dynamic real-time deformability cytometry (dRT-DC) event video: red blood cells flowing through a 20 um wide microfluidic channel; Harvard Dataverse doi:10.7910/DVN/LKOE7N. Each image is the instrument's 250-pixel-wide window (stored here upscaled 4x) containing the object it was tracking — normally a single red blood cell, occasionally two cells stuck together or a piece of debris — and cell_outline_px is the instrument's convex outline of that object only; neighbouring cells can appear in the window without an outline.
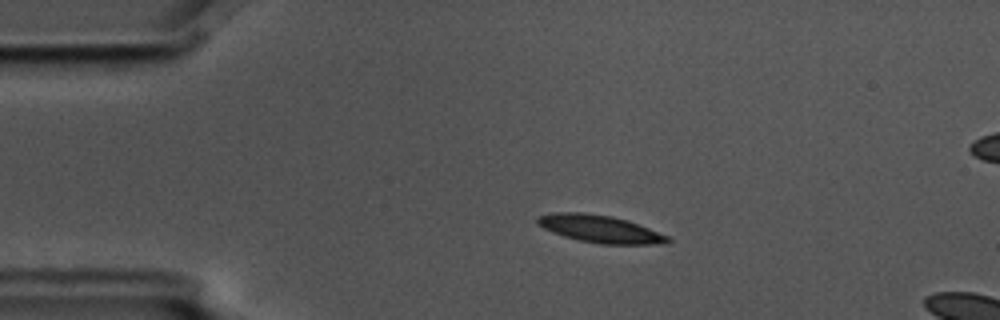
{"species": "common noctule bat (a hibernating species)", "species_latin": "Nyctalus noctula", "temperature_condition": "cold", "stored_images_in_passage": 3, "camera_frame_rate_fps": 3000, "um_per_image_px": 0.085, "animal": {"sex": "male", "body_mass_g": 17.5, "forearm_length_mm": 52.3}, "frame": {"image": 1, "passage_image": 2, "time_ms": 0.333, "image_size_px": [1000, 320], "cell_outline_px": [[672, 240], [668, 244], [600, 244], [580, 240], [564, 236], [552, 232], [536, 224], [536, 216], [556, 212], [584, 212], [612, 216], [628, 220], [668, 236]], "centroid_in_image_um": [50.99, 19.45], "position_along_channel_um": 34.0, "area_um2": 20.92}}